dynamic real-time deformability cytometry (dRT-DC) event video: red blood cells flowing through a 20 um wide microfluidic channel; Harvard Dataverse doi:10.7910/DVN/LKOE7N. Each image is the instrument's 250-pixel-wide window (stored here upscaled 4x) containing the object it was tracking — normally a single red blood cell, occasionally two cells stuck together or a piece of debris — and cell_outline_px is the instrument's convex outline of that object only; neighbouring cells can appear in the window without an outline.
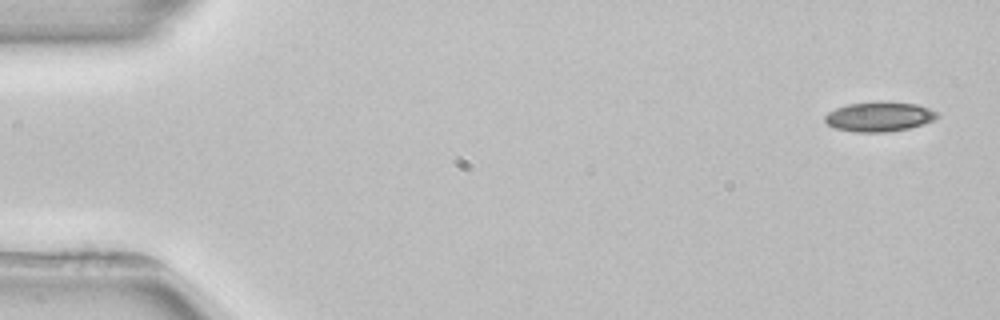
{"species": "common noctule bat (a hibernating species)", "species_latin": "Nyctalus noctula", "temperature_condition": "room temperature", "stored_images_in_passage": 4, "camera_frame_rate_fps": 3000, "um_per_image_px": 0.085, "animal": {"sex": "female", "body_mass_g": 22.7, "forearm_length_mm": 54.2}, "frame": {"image": 1, "passage_image": 1, "time_ms": 0.0, "image_size_px": [1000, 320], "cell_outline_px": [[940, 116], [924, 124], [908, 128], [884, 132], [856, 132], [836, 128], [828, 124], [824, 120], [824, 116], [828, 112], [836, 108], [848, 104], [876, 100], [880, 100], [916, 104], [928, 108], [936, 112]], "centroid_in_image_um": [74.72, 9.89], "position_along_channel_um": 10.3, "area_um2": 19.54}}
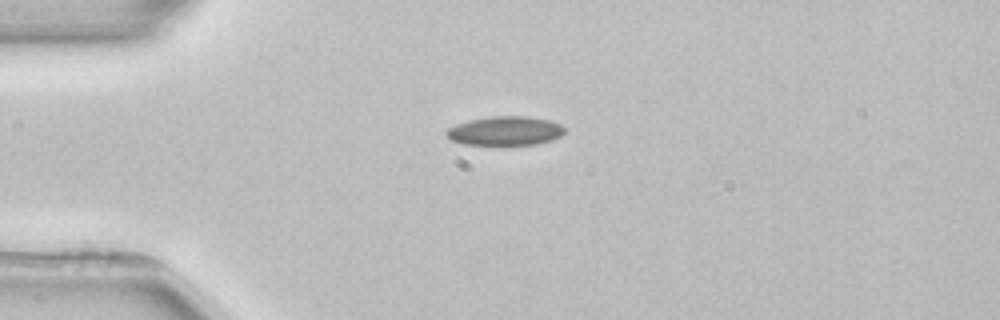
{"frame": {"image": 2, "passage_image": 4, "time_ms": 3.667, "image_size_px": [1000, 320], "cell_outline_px": [[564, 132], [560, 136], [552, 140], [536, 144], [464, 144], [452, 140], [444, 132], [448, 128], [456, 124], [472, 120], [492, 116], [524, 116], [548, 120], [560, 124], [564, 128]], "centroid_in_image_um": [42.94, 11.12], "position_along_channel_um": 42.1, "area_um2": 19.65}}